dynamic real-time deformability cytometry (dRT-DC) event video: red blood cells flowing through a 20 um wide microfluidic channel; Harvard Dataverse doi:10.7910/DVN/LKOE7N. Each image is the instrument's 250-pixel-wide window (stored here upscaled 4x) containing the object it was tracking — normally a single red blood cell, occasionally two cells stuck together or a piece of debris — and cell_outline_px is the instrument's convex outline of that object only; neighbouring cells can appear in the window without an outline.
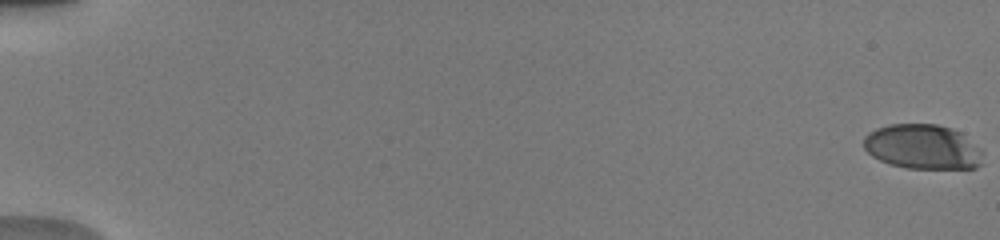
{"species": "human", "species_latin": "Homo sapiens", "temperature_condition": "warm", "stored_images_in_passage": 19, "camera_frame_rate_fps": 3000, "um_per_image_px": 0.085, "donor": {"sex": "male"}, "frame": {"image": 1, "passage_image": 1, "time_ms": 0.0, "image_size_px": [1000, 240], "cell_outline_px": [[984, 164], [976, 168], [908, 168], [888, 164], [872, 156], [864, 148], [864, 136], [868, 132], [876, 128], [888, 124], [936, 124], [952, 128], [960, 132], [980, 148], [984, 152]], "centroid_in_image_um": [78.45, 12.48], "position_along_channel_um": 6.5, "area_um2": 31.44}}
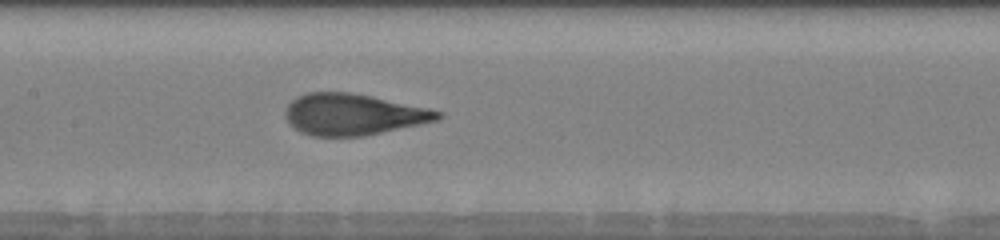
{"frame": {"image": 2, "passage_image": 17, "time_ms": 9.333, "image_size_px": [1000, 240], "cell_outline_px": [[444, 116], [440, 120], [364, 136], [312, 136], [300, 132], [284, 116], [284, 112], [288, 104], [296, 96], [308, 92], [352, 92], [372, 96], [428, 108], [444, 112]], "centroid_in_image_um": [30.04, 9.72], "position_along_channel_um": 177.4, "area_um2": 36.88}}
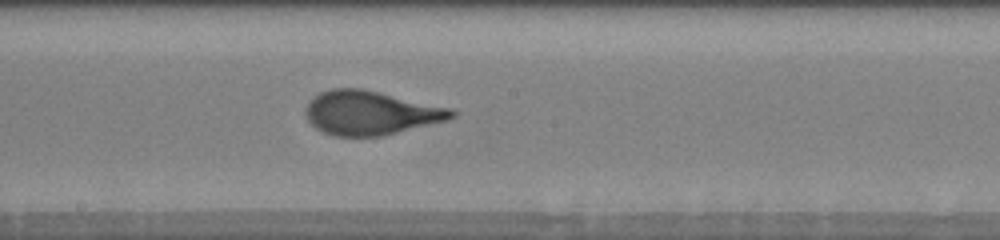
{"frame": {"image": 3, "passage_image": 19, "time_ms": 10.333, "image_size_px": [1000, 240], "cell_outline_px": [[456, 116], [448, 120], [380, 136], [332, 136], [316, 128], [308, 120], [304, 112], [308, 104], [320, 92], [332, 88], [364, 88], [452, 108], [456, 112]], "centroid_in_image_um": [31.52, 9.58], "position_along_channel_um": 216.7, "area_um2": 37.4}}